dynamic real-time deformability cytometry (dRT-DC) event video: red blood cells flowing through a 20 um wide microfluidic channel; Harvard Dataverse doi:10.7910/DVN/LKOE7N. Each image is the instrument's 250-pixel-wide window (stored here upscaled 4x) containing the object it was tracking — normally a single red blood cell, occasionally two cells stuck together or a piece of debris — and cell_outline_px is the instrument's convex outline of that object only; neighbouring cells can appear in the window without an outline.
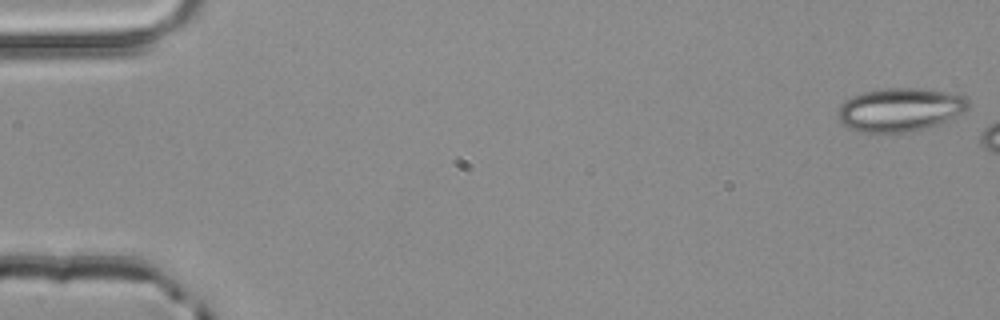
{"species": "common noctule bat (a hibernating species)", "species_latin": "Nyctalus noctula", "temperature_condition": "room temperature", "stored_images_in_passage": 3, "camera_frame_rate_fps": 3000, "um_per_image_px": 0.085, "animal": {"sex": "male", "body_mass_g": 20.4}, "frame": {"image": 1, "passage_image": 1, "time_ms": 0.0, "image_size_px": [1000, 320], "cell_outline_px": [[968, 108], [964, 112], [936, 124], [924, 128], [904, 132], [856, 132], [840, 124], [840, 104], [844, 100], [852, 96], [864, 92], [880, 88], [920, 88], [948, 92], [964, 96], [968, 100]], "centroid_in_image_um": [76.47, 9.31], "position_along_channel_um": 8.5, "area_um2": 32.83}}